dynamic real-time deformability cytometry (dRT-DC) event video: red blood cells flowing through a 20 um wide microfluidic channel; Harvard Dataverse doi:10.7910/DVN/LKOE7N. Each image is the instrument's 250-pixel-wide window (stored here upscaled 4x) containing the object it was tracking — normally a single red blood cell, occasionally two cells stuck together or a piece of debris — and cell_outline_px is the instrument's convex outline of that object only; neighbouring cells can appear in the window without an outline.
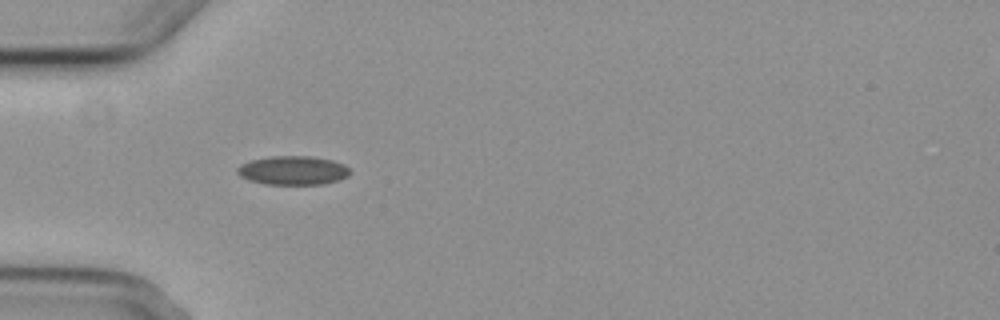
{"species": "common noctule bat (a hibernating species)", "species_latin": "Nyctalus noctula", "temperature_condition": "cold", "stored_images_in_passage": 9, "camera_frame_rate_fps": 3000, "um_per_image_px": 0.085, "animal": {"sex": "female", "body_mass_g": 29.2, "forearm_length_mm": 56.3}, "frame": {"image": 1, "passage_image": 4, "time_ms": 4.333, "image_size_px": [1000, 320], "cell_outline_px": [[352, 172], [348, 176], [336, 180], [320, 184], [264, 184], [248, 180], [240, 176], [236, 172], [236, 168], [240, 164], [252, 160], [272, 156], [308, 156], [332, 160], [344, 164]], "centroid_in_image_um": [24.87, 14.48], "position_along_channel_um": 60.1, "area_um2": 18.9}}
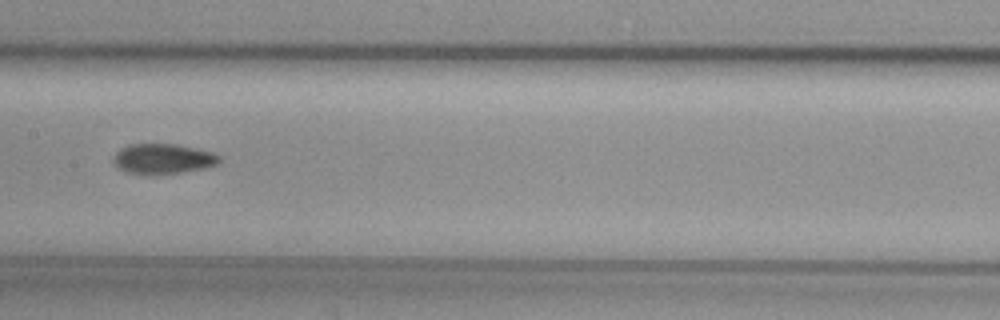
{"frame": {"image": 2, "passage_image": 7, "time_ms": 8.0, "image_size_px": [1000, 320], "cell_outline_px": [[220, 164], [204, 168], [156, 176], [128, 172], [116, 168], [112, 164], [112, 156], [120, 148], [128, 144], [176, 144], [216, 152], [220, 156]], "centroid_in_image_um": [13.83, 13.51], "position_along_channel_um": 193.6, "area_um2": 19.19}}
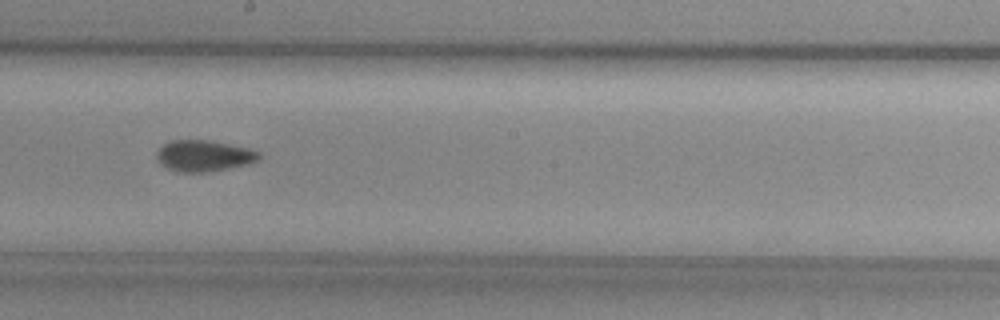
{"frame": {"image": 3, "passage_image": 8, "time_ms": 9.0, "image_size_px": [1000, 320], "cell_outline_px": [[260, 156], [256, 160], [248, 164], [228, 168], [204, 172], [176, 172], [168, 168], [156, 156], [156, 152], [168, 140], [208, 140], [248, 148], [260, 152]], "centroid_in_image_um": [17.32, 13.23], "position_along_channel_um": 230.9, "area_um2": 18.32}}